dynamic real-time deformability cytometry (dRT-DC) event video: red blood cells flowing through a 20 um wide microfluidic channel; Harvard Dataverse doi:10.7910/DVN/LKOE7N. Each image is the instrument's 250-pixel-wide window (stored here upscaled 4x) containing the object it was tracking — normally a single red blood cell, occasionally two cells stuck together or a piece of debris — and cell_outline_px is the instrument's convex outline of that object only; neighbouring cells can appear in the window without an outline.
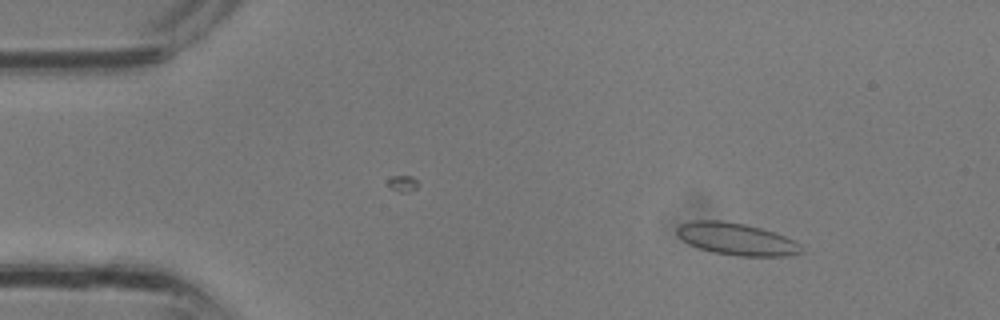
{"species": "common noctule bat (a hibernating species)", "species_latin": "Nyctalus noctula", "temperature_condition": "room temperature", "stored_images_in_passage": 28, "camera_frame_rate_fps": 3000, "um_per_image_px": 0.085, "animal": {"sex": "male", "body_mass_g": 13.3}, "frame": {"image": 1, "passage_image": 3, "time_ms": 0.667, "image_size_px": [1000, 320], "cell_outline_px": [[804, 252], [788, 256], [740, 256], [712, 252], [688, 244], [676, 232], [676, 228], [680, 224], [692, 220], [720, 220], [744, 224], [760, 228], [784, 236], [800, 244]], "centroid_in_image_um": [62.59, 20.32], "position_along_channel_um": 22.4, "area_um2": 23.12}}
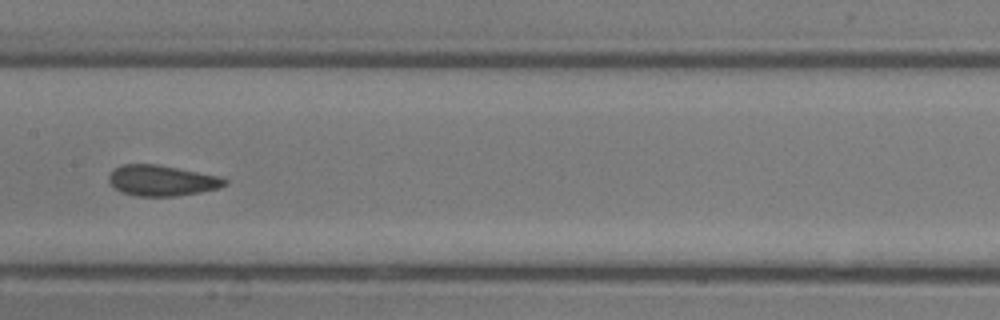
{"frame": {"image": 2, "passage_image": 15, "time_ms": 4.667, "image_size_px": [1000, 320], "cell_outline_px": [[228, 184], [220, 188], [200, 192], [176, 196], [136, 196], [124, 192], [116, 188], [108, 180], [108, 176], [112, 168], [120, 164], [156, 164], [220, 176], [228, 180]], "centroid_in_image_um": [13.76, 15.33], "position_along_channel_um": 193.6, "area_um2": 20.81}}
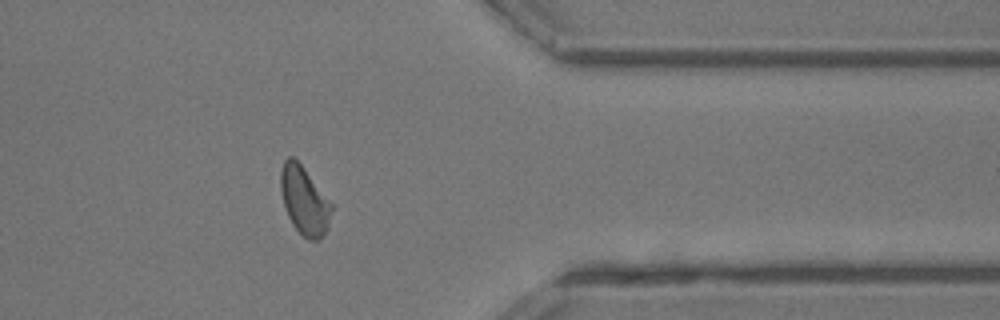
{"frame": {"image": 3, "passage_image": 25, "time_ms": 8.0, "image_size_px": [1000, 320], "cell_outline_px": [[332, 208], [328, 228], [320, 240], [308, 240], [292, 224], [288, 216], [284, 204], [280, 188], [280, 172], [284, 160], [288, 156], [292, 156], [304, 168], [332, 204]], "centroid_in_image_um": [25.86, 17.05], "position_along_channel_um": 385.5, "area_um2": 20.0}}